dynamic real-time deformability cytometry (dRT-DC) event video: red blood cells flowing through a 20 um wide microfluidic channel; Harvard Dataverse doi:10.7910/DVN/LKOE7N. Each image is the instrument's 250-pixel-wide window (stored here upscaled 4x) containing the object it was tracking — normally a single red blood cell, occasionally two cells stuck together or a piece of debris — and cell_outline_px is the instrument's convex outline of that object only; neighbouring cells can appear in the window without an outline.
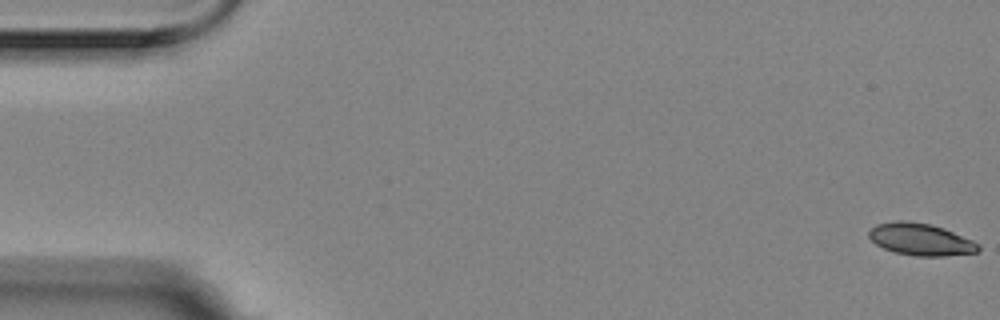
{"species": "Egyptian fruit bat (a non-hibernating species)", "species_latin": "Rousettus aegyptiacus", "temperature_condition": "room temperature", "stored_images_in_passage": 16, "camera_frame_rate_fps": 3000, "um_per_image_px": 0.085, "animal": {"sex": "female"}, "frame": {"image": 1, "passage_image": 1, "time_ms": 0.0, "image_size_px": [1000, 320], "cell_outline_px": [[980, 248], [976, 252], [944, 256], [916, 256], [896, 252], [884, 248], [876, 244], [868, 236], [868, 232], [876, 224], [896, 220], [908, 220], [932, 224], [944, 228], [972, 240], [980, 244]], "centroid_in_image_um": [78.25, 20.33], "position_along_channel_um": 6.8, "area_um2": 20.46}}